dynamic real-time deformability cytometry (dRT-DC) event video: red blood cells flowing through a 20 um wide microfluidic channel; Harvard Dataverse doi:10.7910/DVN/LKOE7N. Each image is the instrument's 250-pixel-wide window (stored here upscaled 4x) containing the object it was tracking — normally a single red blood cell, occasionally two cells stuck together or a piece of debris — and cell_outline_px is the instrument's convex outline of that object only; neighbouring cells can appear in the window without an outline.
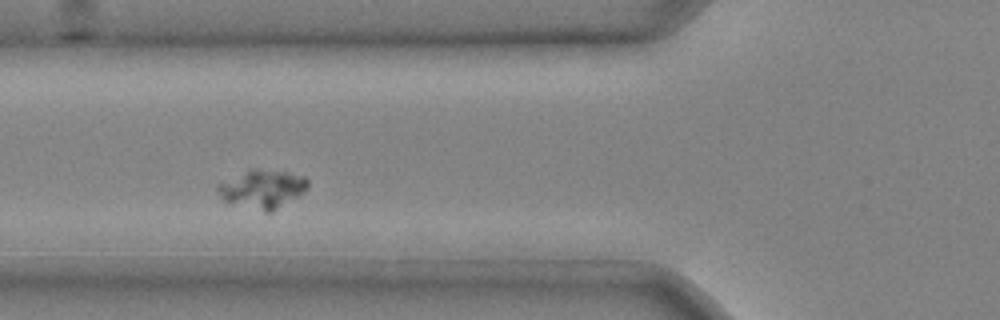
{"species": "common noctule bat (a hibernating species)", "species_latin": "Nyctalus noctula", "temperature_condition": "cold", "stored_images_in_passage": 5, "camera_frame_rate_fps": 3000, "um_per_image_px": 0.085, "animal": {"sex": "male", "body_mass_g": 20.4}, "frame": {"image": 1, "passage_image": 3, "time_ms": 0.667, "image_size_px": [1000, 320], "cell_outline_px": [[308, 188], [272, 212], [264, 212], [224, 200], [216, 188], [216, 184], [248, 168], [256, 168], [288, 172], [304, 176], [308, 180]], "centroid_in_image_um": [22.28, 16.02], "position_along_channel_um": 103.5, "area_um2": 20.06}}
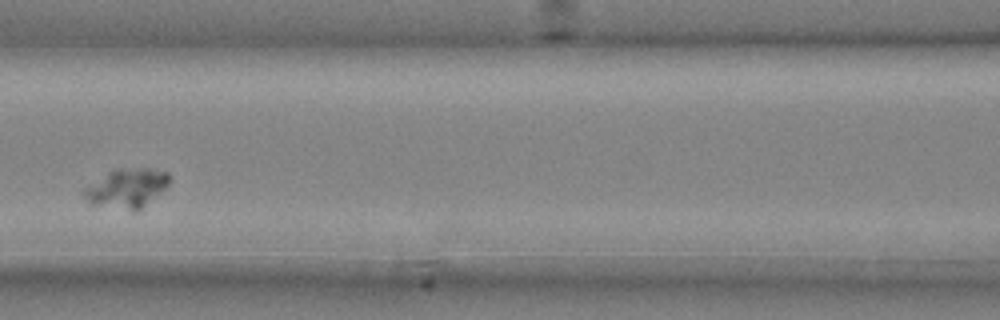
{"frame": {"image": 2, "passage_image": 4, "time_ms": 1.0, "image_size_px": [1000, 320], "cell_outline_px": [[168, 184], [160, 192], [136, 212], [92, 204], [84, 196], [84, 188], [108, 172], [116, 168], [148, 168], [168, 172]], "centroid_in_image_um": [10.77, 15.99], "position_along_channel_um": 155.8, "area_um2": 19.13}}
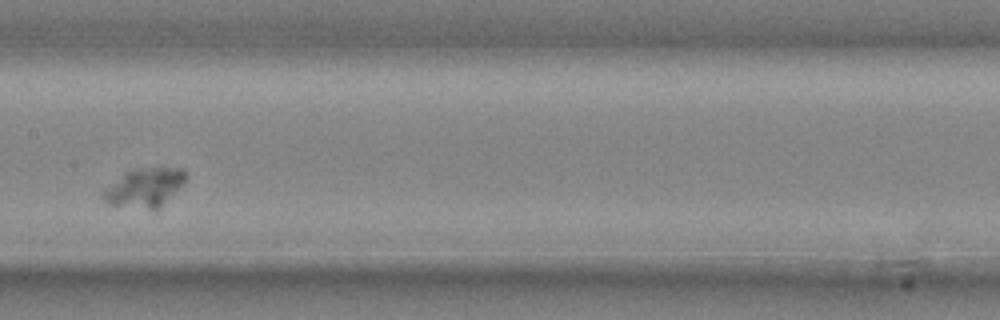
{"frame": {"image": 3, "passage_image": 5, "time_ms": 1.333, "image_size_px": [1000, 320], "cell_outline_px": [[188, 176], [160, 208], [148, 208], [108, 204], [100, 196], [100, 192], [104, 188], [124, 172], [152, 168], [184, 168]], "centroid_in_image_um": [12.25, 15.93], "position_along_channel_um": 195.2, "area_um2": 18.26}}